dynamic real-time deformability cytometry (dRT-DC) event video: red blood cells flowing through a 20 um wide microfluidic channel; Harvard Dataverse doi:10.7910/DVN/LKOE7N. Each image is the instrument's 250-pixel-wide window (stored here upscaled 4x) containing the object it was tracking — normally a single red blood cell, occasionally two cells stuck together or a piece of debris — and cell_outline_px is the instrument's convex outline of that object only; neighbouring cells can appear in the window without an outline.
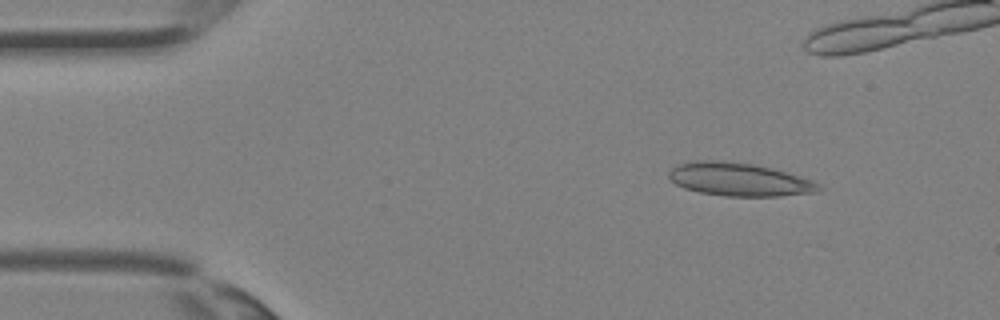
{"species": "Egyptian fruit bat (a non-hibernating species)", "species_latin": "Rousettus aegyptiacus", "temperature_condition": "room temperature", "stored_images_in_passage": 30, "camera_frame_rate_fps": 3000, "um_per_image_px": 0.085, "animal": {"sex": "female"}, "frame": {"image": 1, "passage_image": 4, "time_ms": 1.0, "image_size_px": [1000, 320], "cell_outline_px": [[824, 188], [820, 192], [780, 196], [724, 196], [700, 192], [684, 188], [676, 184], [668, 176], [668, 172], [672, 168], [680, 164], [692, 160], [724, 160], [756, 164], [772, 168], [812, 180], [820, 184]], "centroid_in_image_um": [62.86, 15.25], "position_along_channel_um": 22.1, "area_um2": 29.25}}
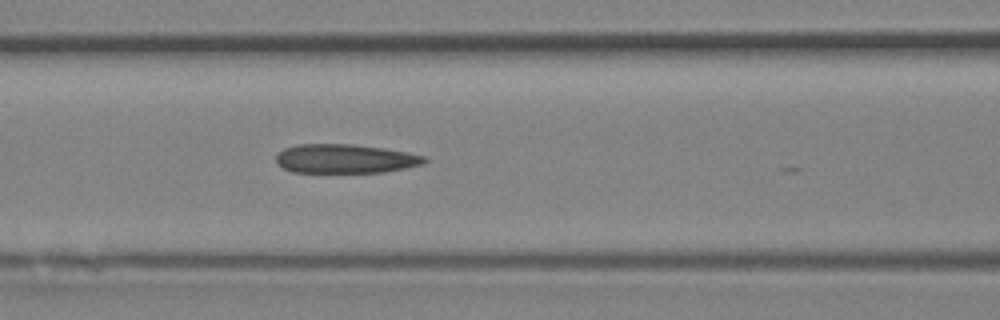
{"frame": {"image": 2, "passage_image": 14, "time_ms": 4.333, "image_size_px": [1000, 320], "cell_outline_px": [[428, 160], [424, 164], [384, 172], [292, 172], [276, 164], [276, 152], [284, 148], [296, 144], [352, 144], [384, 148], [408, 152], [424, 156]], "centroid_in_image_um": [29.31, 13.48], "position_along_channel_um": 137.3, "area_um2": 25.26}}
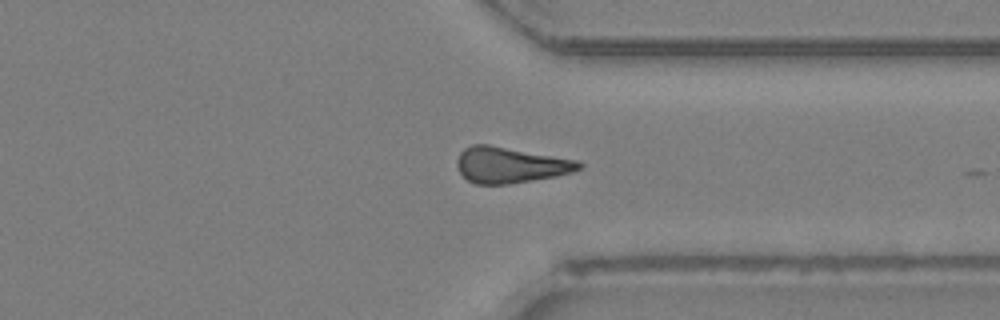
{"frame": {"image": 3, "passage_image": 26, "time_ms": 8.333, "image_size_px": [1000, 320], "cell_outline_px": [[584, 164], [580, 168], [572, 172], [556, 176], [508, 184], [476, 184], [468, 180], [460, 172], [456, 164], [456, 160], [460, 152], [464, 148], [472, 144], [488, 144], [576, 160]], "centroid_in_image_um": [43.34, 14.02], "position_along_channel_um": 368.1, "area_um2": 25.32}}